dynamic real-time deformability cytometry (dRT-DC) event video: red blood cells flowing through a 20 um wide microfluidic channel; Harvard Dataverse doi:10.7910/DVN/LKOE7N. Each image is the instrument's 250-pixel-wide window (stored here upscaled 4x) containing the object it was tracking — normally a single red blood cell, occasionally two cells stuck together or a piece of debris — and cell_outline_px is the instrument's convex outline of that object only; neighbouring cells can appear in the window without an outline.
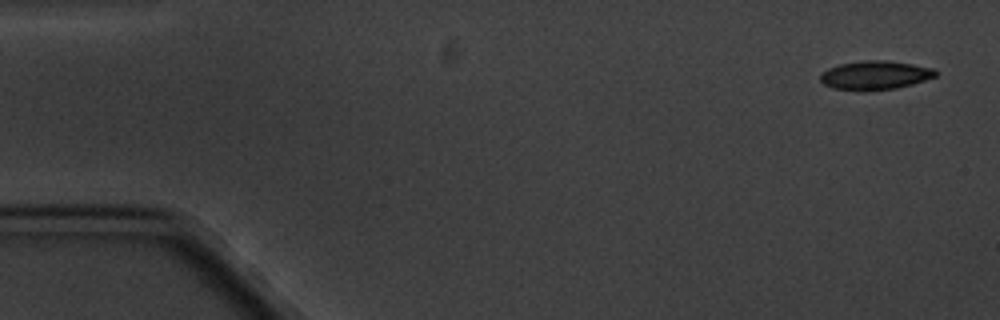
{"species": "common noctule bat (a hibernating species)", "species_latin": "Nyctalus noctula", "temperature_condition": "cold", "stored_images_in_passage": 4, "camera_frame_rate_fps": 3000, "um_per_image_px": 0.085, "animal": {"sex": "male", "body_mass_g": 20.1, "forearm_length_mm": 53.5}, "frame": {"image": 1, "passage_image": 1, "time_ms": 0.0, "image_size_px": [1000, 320], "cell_outline_px": [[936, 76], [912, 84], [896, 88], [864, 92], [832, 88], [824, 84], [820, 80], [820, 76], [828, 68], [840, 64], [864, 60], [888, 60], [912, 64], [932, 68], [936, 72]], "centroid_in_image_um": [74.35, 6.41], "position_along_channel_um": 10.6, "area_um2": 19.42}}